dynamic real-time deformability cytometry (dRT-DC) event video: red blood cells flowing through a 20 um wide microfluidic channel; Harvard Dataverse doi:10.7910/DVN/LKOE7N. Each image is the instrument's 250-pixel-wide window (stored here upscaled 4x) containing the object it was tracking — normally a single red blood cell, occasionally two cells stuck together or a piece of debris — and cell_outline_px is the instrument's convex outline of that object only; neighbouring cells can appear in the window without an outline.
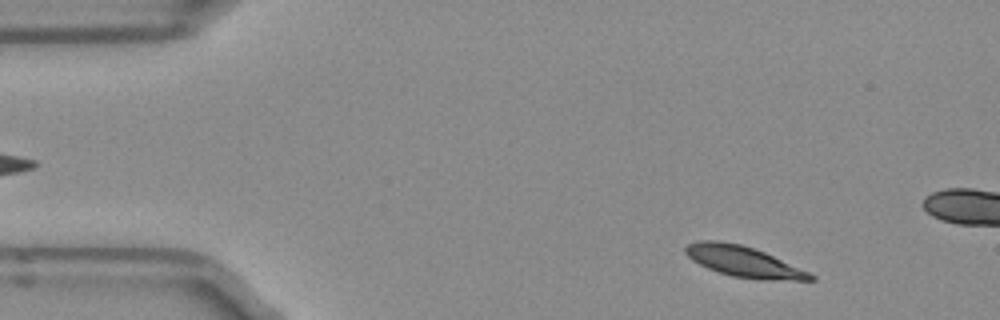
{"species": "Egyptian fruit bat (a non-hibernating species)", "species_latin": "Rousettus aegyptiacus", "temperature_condition": "room temperature", "stored_images_in_passage": 12, "camera_frame_rate_fps": 3000, "um_per_image_px": 0.085, "frame": {"image": 1, "passage_image": 3, "time_ms": 0.667, "image_size_px": [1000, 320], "cell_outline_px": [[816, 280], [764, 280], [732, 276], [708, 268], [692, 260], [684, 252], [684, 248], [688, 244], [700, 240], [720, 240], [740, 244], [764, 252], [808, 272], [816, 276]], "centroid_in_image_um": [63.18, 22.23], "position_along_channel_um": 21.8, "area_um2": 22.08}}